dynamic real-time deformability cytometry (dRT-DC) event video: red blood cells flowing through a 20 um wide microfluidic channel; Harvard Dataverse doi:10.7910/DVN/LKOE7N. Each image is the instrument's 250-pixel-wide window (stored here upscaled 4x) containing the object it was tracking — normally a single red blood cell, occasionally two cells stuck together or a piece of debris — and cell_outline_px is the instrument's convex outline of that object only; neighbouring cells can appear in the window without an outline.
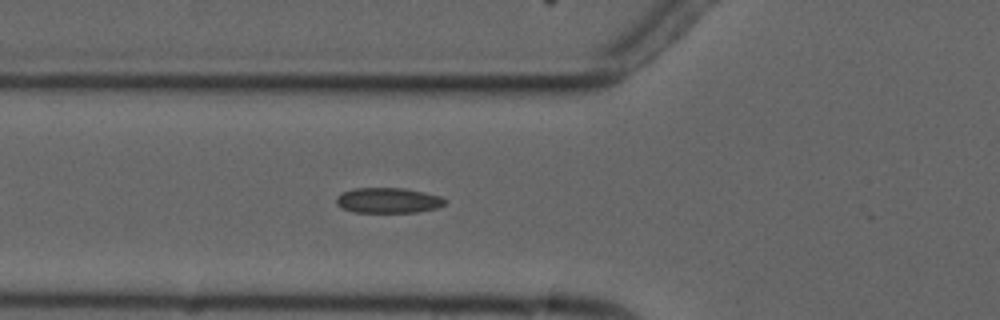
{"species": "common noctule bat (a hibernating species)", "species_latin": "Nyctalus noctula", "temperature_condition": "cold", "stored_images_in_passage": 6, "camera_frame_rate_fps": 3000, "um_per_image_px": 0.085, "animal": {"sex": "male", "forearm_length_mm": 52.5}, "frame": {"image": 1, "passage_image": 6, "time_ms": 5.667, "image_size_px": [1000, 320], "cell_outline_px": [[448, 200], [444, 204], [436, 208], [416, 212], [352, 212], [336, 204], [336, 196], [352, 188], [404, 188], [424, 192], [440, 196]], "centroid_in_image_um": [32.99, 17.03], "position_along_channel_um": 92.8, "area_um2": 16.01}}